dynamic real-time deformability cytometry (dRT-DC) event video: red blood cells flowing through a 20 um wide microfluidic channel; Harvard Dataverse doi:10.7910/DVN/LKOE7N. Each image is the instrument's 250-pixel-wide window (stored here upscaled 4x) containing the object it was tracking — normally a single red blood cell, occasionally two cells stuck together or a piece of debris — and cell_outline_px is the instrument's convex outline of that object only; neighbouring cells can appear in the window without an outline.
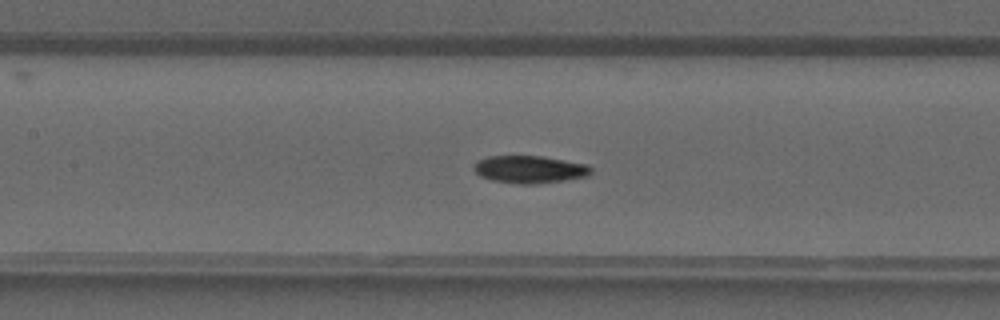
{"species": "common noctule bat (a hibernating species)", "species_latin": "Nyctalus noctula", "temperature_condition": "warm", "stored_images_in_passage": 31, "camera_frame_rate_fps": 3000, "um_per_image_px": 0.085, "animal": {"sex": "male", "forearm_length_mm": 52.5}, "frame": {"image": 1, "passage_image": 9, "time_ms": 2.667, "image_size_px": [1000, 320], "cell_outline_px": [[592, 172], [588, 176], [564, 180], [532, 184], [520, 184], [492, 180], [480, 176], [472, 168], [480, 160], [488, 156], [540, 156], [588, 164], [592, 168]], "centroid_in_image_um": [45.04, 14.4], "position_along_channel_um": 162.4, "area_um2": 18.61}}
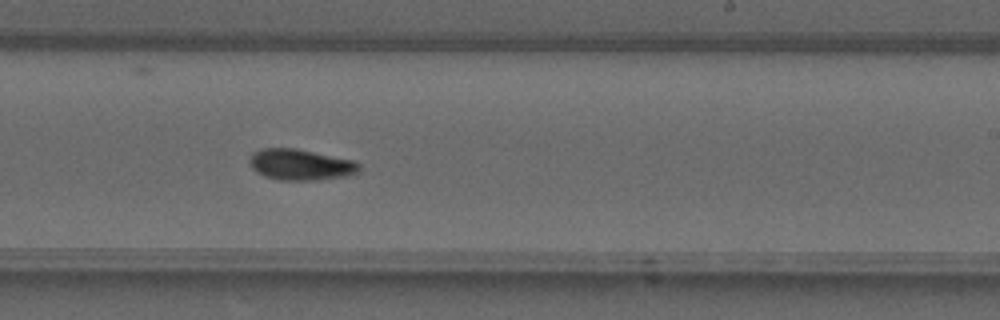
{"frame": {"image": 2, "passage_image": 15, "time_ms": 4.667, "image_size_px": [1000, 320], "cell_outline_px": [[360, 168], [356, 172], [344, 176], [316, 180], [280, 180], [264, 176], [256, 172], [252, 168], [248, 160], [252, 152], [260, 148], [296, 148], [352, 160], [360, 164]], "centroid_in_image_um": [25.48, 13.98], "position_along_channel_um": 263.5, "area_um2": 19.77}}
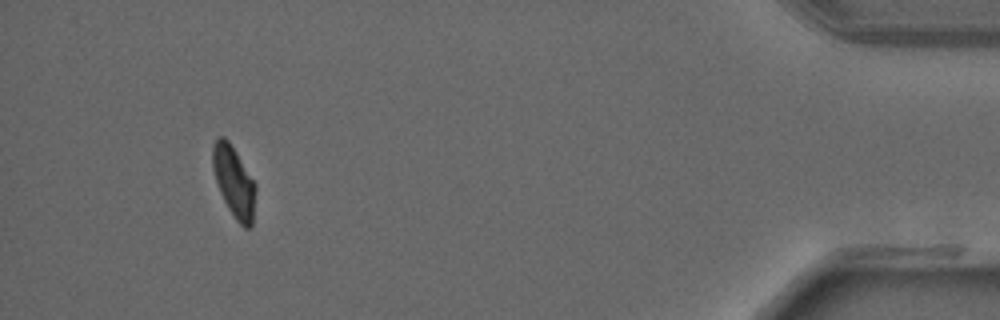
{"frame": {"image": 3, "passage_image": 28, "time_ms": 9.0, "image_size_px": [1000, 320], "cell_outline_px": [[256, 192], [252, 224], [248, 228], [244, 228], [236, 220], [228, 208], [220, 192], [212, 168], [212, 148], [216, 140], [220, 136], [224, 136], [228, 140], [256, 184]], "centroid_in_image_um": [19.89, 15.46], "position_along_channel_um": 415.3, "area_um2": 17.57}}